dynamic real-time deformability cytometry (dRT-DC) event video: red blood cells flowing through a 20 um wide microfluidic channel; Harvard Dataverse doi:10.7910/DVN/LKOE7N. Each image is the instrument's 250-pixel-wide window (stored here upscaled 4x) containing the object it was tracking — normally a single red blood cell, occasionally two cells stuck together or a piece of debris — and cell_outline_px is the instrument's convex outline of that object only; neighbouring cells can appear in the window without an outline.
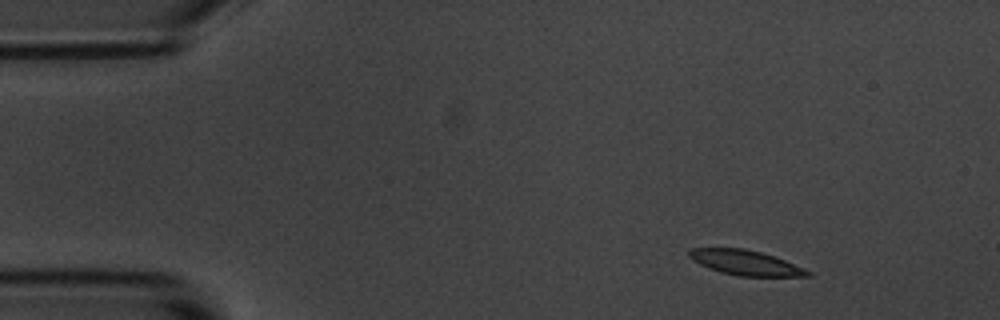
{"species": "common noctule bat (a hibernating species)", "species_latin": "Nyctalus noctula", "temperature_condition": "room temperature", "stored_images_in_passage": 5, "camera_frame_rate_fps": 3000, "um_per_image_px": 0.085, "animal": {"sex": "male", "body_mass_g": 20.1, "forearm_length_mm": 53.5}, "frame": {"image": 1, "passage_image": 1, "time_ms": 0.0, "image_size_px": [1000, 320], "cell_outline_px": [[812, 276], [736, 276], [720, 272], [708, 268], [692, 260], [688, 256], [688, 248], [744, 248], [760, 252], [784, 260], [804, 268], [812, 272]], "centroid_in_image_um": [63.33, 22.33], "position_along_channel_um": 21.7, "area_um2": 17.22}}
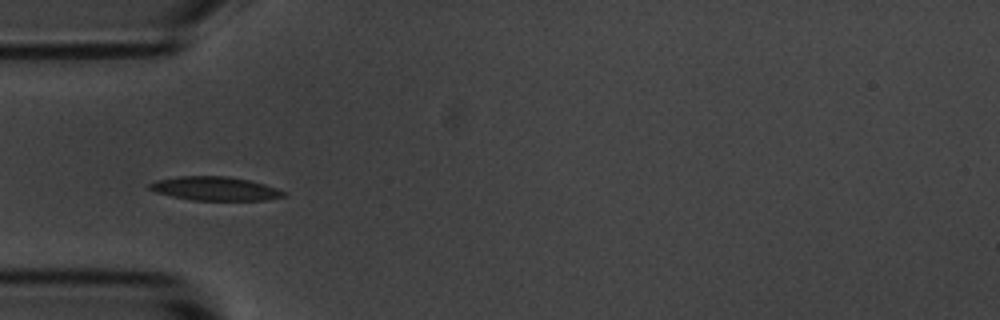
{"frame": {"image": 2, "passage_image": 3, "time_ms": 3.333, "image_size_px": [1000, 320], "cell_outline_px": [[288, 192], [284, 196], [264, 200], [192, 200], [172, 196], [156, 192], [148, 188], [148, 184], [156, 180], [176, 176], [228, 176], [252, 180]], "centroid_in_image_um": [18.28, 16.02], "position_along_channel_um": 66.7, "area_um2": 18.67}}
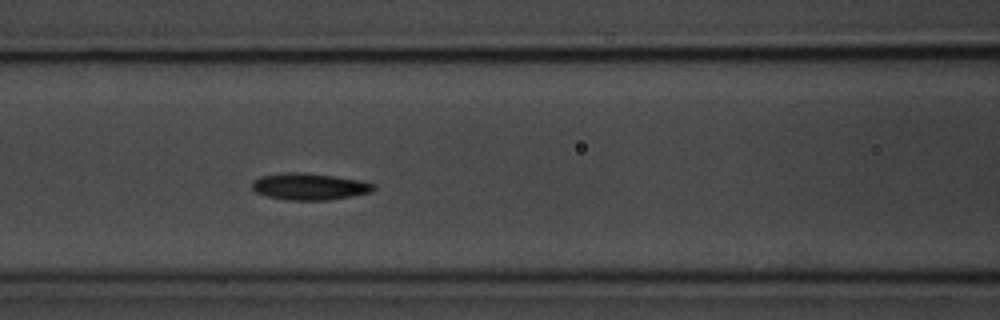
{"frame": {"image": 3, "passage_image": 5, "time_ms": 5.333, "image_size_px": [1000, 320], "cell_outline_px": [[376, 188], [372, 192], [352, 196], [328, 200], [288, 200], [268, 196], [256, 192], [252, 188], [252, 180], [260, 176], [280, 172], [304, 172], [360, 180], [376, 184]], "centroid_in_image_um": [26.3, 15.84], "position_along_channel_um": 140.3, "area_um2": 19.07}}